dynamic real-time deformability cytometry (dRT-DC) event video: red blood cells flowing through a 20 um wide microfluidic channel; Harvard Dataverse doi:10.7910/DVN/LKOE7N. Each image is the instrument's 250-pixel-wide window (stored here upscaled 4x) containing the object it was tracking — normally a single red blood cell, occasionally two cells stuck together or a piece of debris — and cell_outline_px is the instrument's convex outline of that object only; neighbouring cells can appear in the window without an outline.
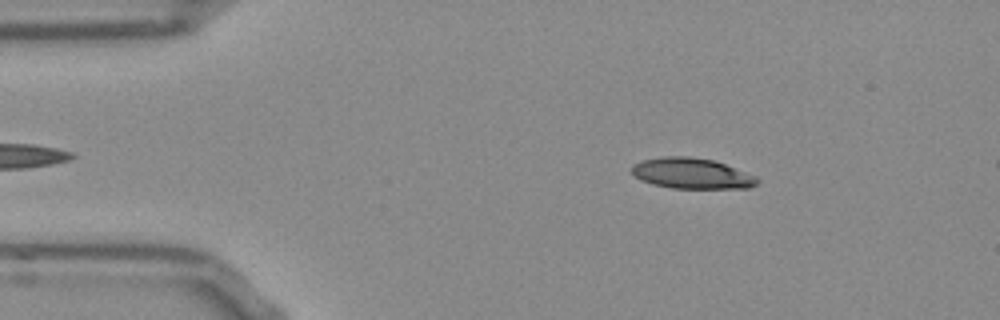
{"species": "Egyptian fruit bat (a non-hibernating species)", "species_latin": "Rousettus aegyptiacus", "temperature_condition": "room temperature", "stored_images_in_passage": 49, "camera_frame_rate_fps": 3000, "um_per_image_px": 0.085, "frame": {"image": 1, "passage_image": 5, "time_ms": 1.333, "image_size_px": [1000, 320], "cell_outline_px": [[760, 180], [756, 184], [748, 188], [672, 188], [652, 184], [640, 180], [632, 172], [632, 164], [640, 160], [664, 156], [688, 156], [712, 160], [724, 164], [756, 176]], "centroid_in_image_um": [58.76, 14.74], "position_along_channel_um": 26.2, "area_um2": 22.37}}
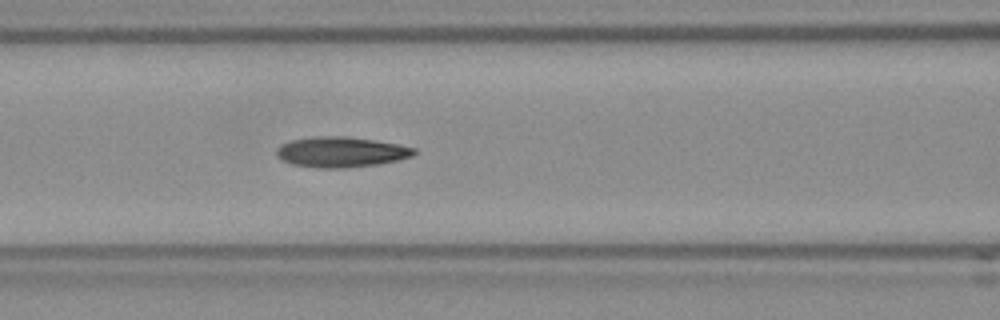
{"frame": {"image": 2, "passage_image": 18, "time_ms": 5.667, "image_size_px": [1000, 320], "cell_outline_px": [[416, 152], [412, 156], [400, 160], [380, 164], [348, 168], [316, 168], [292, 164], [284, 160], [276, 152], [284, 144], [292, 140], [316, 136], [344, 136], [372, 140], [396, 144], [416, 148]], "centroid_in_image_um": [29.06, 12.93], "position_along_channel_um": 137.5, "area_um2": 24.1}}
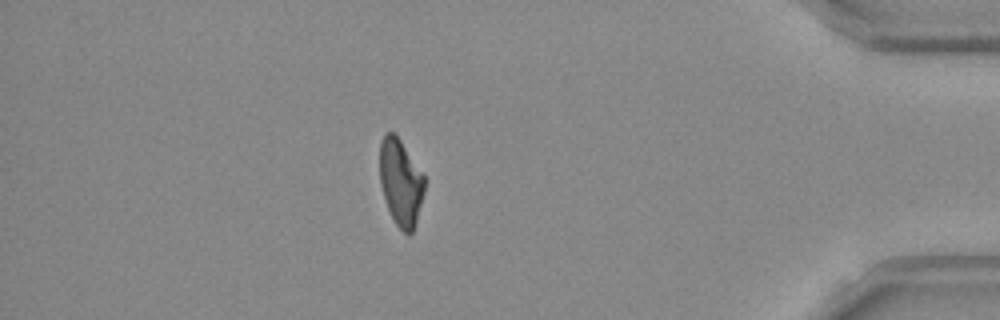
{"frame": {"image": 3, "passage_image": 42, "time_ms": 13.667, "image_size_px": [1000, 320], "cell_outline_px": [[424, 192], [416, 224], [412, 232], [408, 236], [396, 224], [388, 208], [380, 184], [380, 144], [384, 132], [392, 132], [400, 140], [424, 176]], "centroid_in_image_um": [34.05, 15.52], "position_along_channel_um": 401.1, "area_um2": 22.25}, "authors_computed_cell_mechanics": {"area_um2": 23.3512, "velocity_mm_per_s": 3.8644, "shape_relaxation_time_tau1_ms": null, "shape_relaxation_time_tau2_ms": 4.6352, "deformation_change_tau1": null, "deformation_change_tau2": 0.1265}}